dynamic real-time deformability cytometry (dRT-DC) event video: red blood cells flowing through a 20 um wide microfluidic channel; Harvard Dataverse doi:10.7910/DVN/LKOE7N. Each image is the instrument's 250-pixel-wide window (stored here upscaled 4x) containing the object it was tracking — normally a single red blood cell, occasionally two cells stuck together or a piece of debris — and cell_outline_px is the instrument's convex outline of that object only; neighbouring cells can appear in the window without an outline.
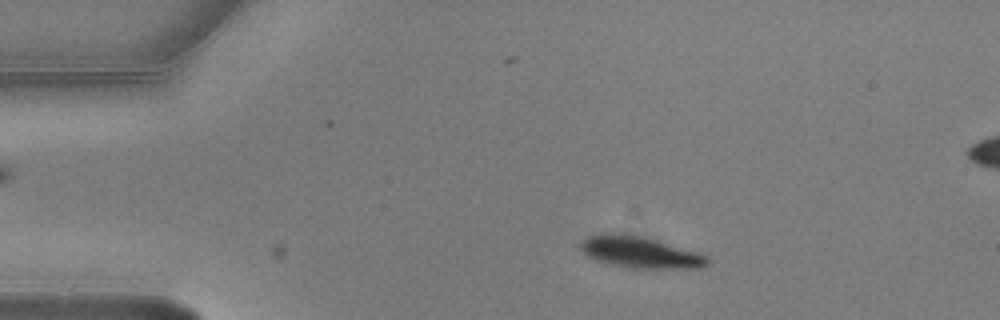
{"species": "common noctule bat (a hibernating species)", "species_latin": "Nyctalus noctula", "temperature_condition": "warm", "stored_images_in_passage": 9, "camera_frame_rate_fps": 3000, "um_per_image_px": 0.085, "animal": {"sex": "male", "body_mass_g": 20.5, "forearm_length_mm": 52.5}, "frame": {"image": 1, "passage_image": 2, "time_ms": 0.333, "image_size_px": [1000, 320], "cell_outline_px": [[708, 264], [696, 268], [632, 268], [612, 264], [596, 260], [588, 256], [580, 248], [580, 240], [584, 236], [604, 232], [628, 232], [648, 236], [700, 252], [708, 256]], "centroid_in_image_um": [54.39, 21.38], "position_along_channel_um": 30.6, "area_um2": 24.1}}
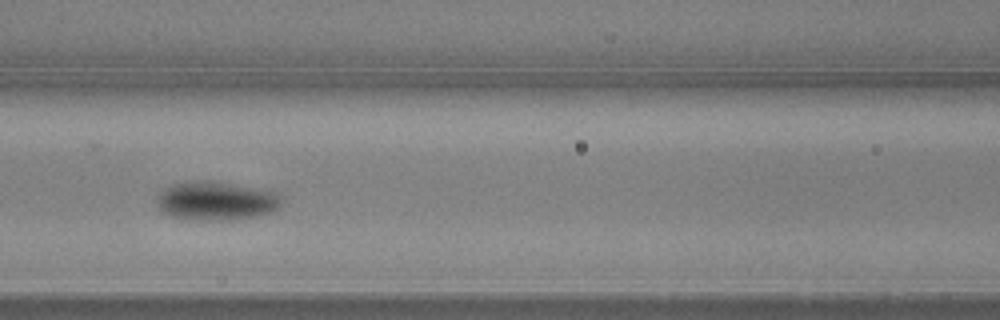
{"frame": {"image": 2, "passage_image": 6, "time_ms": 1.667, "image_size_px": [1000, 320], "cell_outline_px": [[280, 204], [272, 212], [256, 216], [224, 220], [196, 220], [172, 216], [160, 212], [156, 204], [160, 192], [164, 188], [172, 184], [188, 180], [212, 180], [280, 192]], "centroid_in_image_um": [18.33, 17.05], "position_along_channel_um": 148.3, "area_um2": 28.44}}